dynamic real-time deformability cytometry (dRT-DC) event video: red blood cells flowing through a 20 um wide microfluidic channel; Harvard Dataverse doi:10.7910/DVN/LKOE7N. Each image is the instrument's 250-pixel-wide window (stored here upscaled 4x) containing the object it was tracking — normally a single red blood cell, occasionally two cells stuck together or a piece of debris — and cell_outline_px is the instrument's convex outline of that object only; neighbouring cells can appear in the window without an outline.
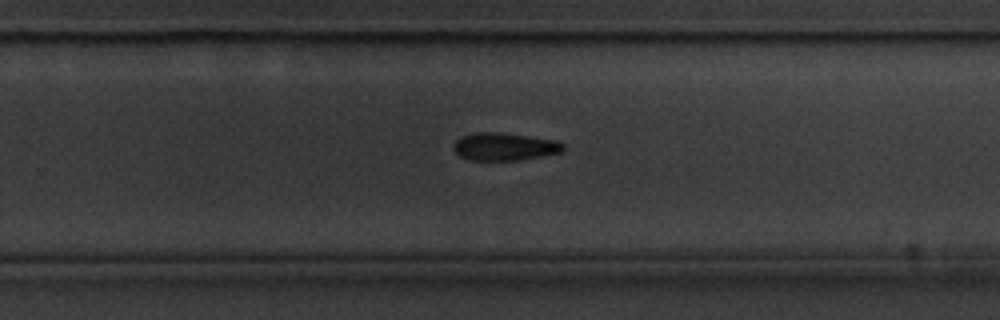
{"species": "common noctule bat (a hibernating species)", "species_latin": "Nyctalus noctula", "temperature_condition": "cold", "stored_images_in_passage": 41, "camera_frame_rate_fps": 3000, "um_per_image_px": 0.085, "animal": {"sex": "male", "body_mass_g": 20.1, "forearm_length_mm": 53.5}, "frame": {"image": 1, "passage_image": 21, "time_ms": 6.667, "image_size_px": [1000, 320], "cell_outline_px": [[564, 148], [560, 152], [520, 160], [472, 160], [460, 156], [452, 148], [452, 144], [460, 136], [476, 132], [492, 132], [556, 140], [564, 144]], "centroid_in_image_um": [42.82, 12.46], "position_along_channel_um": 287.0, "area_um2": 17.46}}
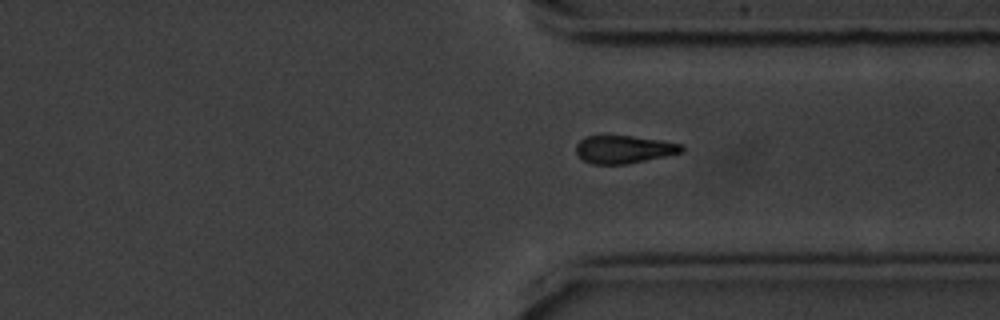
{"frame": {"image": 2, "passage_image": 27, "time_ms": 8.667, "image_size_px": [1000, 320], "cell_outline_px": [[684, 152], [628, 164], [592, 164], [584, 160], [576, 152], [576, 144], [584, 136], [632, 136], [660, 140], [680, 144], [684, 148]], "centroid_in_image_um": [53.03, 12.7], "position_along_channel_um": 358.4, "area_um2": 17.05}}
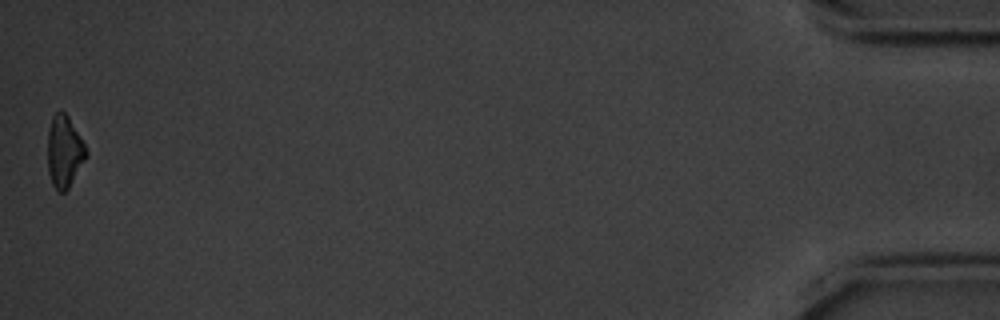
{"frame": {"image": 3, "passage_image": 41, "time_ms": 13.333, "image_size_px": [1000, 320], "cell_outline_px": [[88, 156], [68, 188], [64, 192], [56, 192], [52, 184], [48, 172], [48, 132], [52, 116], [56, 112], [64, 112], [68, 116], [84, 144], [88, 152]], "centroid_in_image_um": [5.46, 12.92], "position_along_channel_um": 429.7, "area_um2": 16.07}, "authors_computed_cell_mechanics": {"area_um2": 18.4382, "velocity_mm_per_s": 3.5721, "shape_relaxation_time_tau1_ms": 3.548, "shape_relaxation_time_tau2_ms": null, "deformation_change_tau1": 0.1222, "deformation_change_tau2": null}}